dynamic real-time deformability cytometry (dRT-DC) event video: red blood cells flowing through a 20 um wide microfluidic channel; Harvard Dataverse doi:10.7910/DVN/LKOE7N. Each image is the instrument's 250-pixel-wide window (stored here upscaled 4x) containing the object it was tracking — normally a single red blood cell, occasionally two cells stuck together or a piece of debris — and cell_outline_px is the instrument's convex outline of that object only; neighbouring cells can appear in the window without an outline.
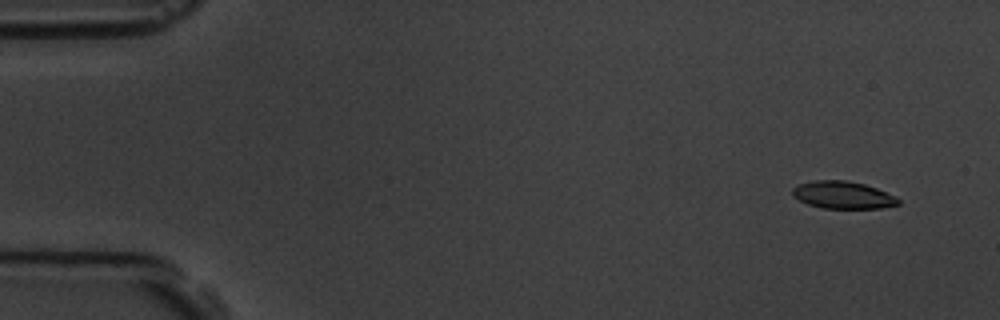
{"species": "common noctule bat (a hibernating species)", "species_latin": "Nyctalus noctula", "temperature_condition": "room temperature", "stored_images_in_passage": 8, "camera_frame_rate_fps": 3000, "um_per_image_px": 0.085, "animal": {"sex": "male", "body_mass_g": 19.5, "forearm_length_mm": 54.6}, "frame": {"image": 1, "passage_image": 2, "time_ms": 1.0, "image_size_px": [1000, 320], "cell_outline_px": [[900, 204], [880, 208], [824, 208], [808, 204], [792, 196], [792, 188], [800, 184], [812, 180], [844, 180], [864, 184], [876, 188], [896, 196], [900, 200]], "centroid_in_image_um": [71.65, 16.57], "position_along_channel_um": 13.4, "area_um2": 16.82}}
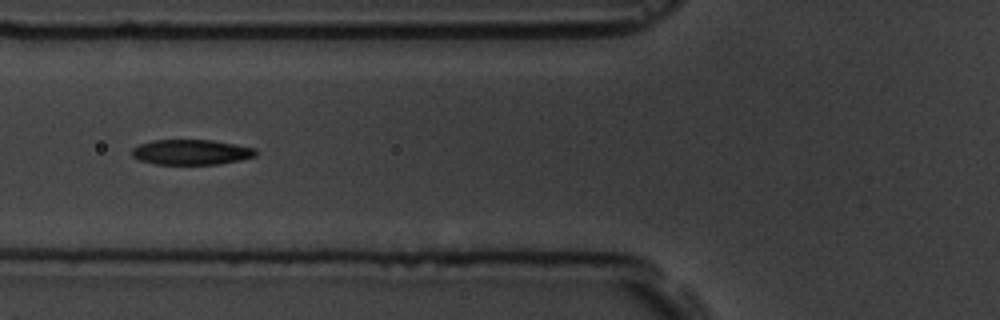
{"frame": {"image": 2, "passage_image": 7, "time_ms": 7.0, "image_size_px": [1000, 320], "cell_outline_px": [[256, 156], [240, 160], [220, 164], [156, 164], [140, 160], [132, 156], [132, 148], [140, 144], [152, 140], [212, 140], [236, 144], [256, 148]], "centroid_in_image_um": [16.27, 12.93], "position_along_channel_um": 109.5, "area_um2": 18.21}}
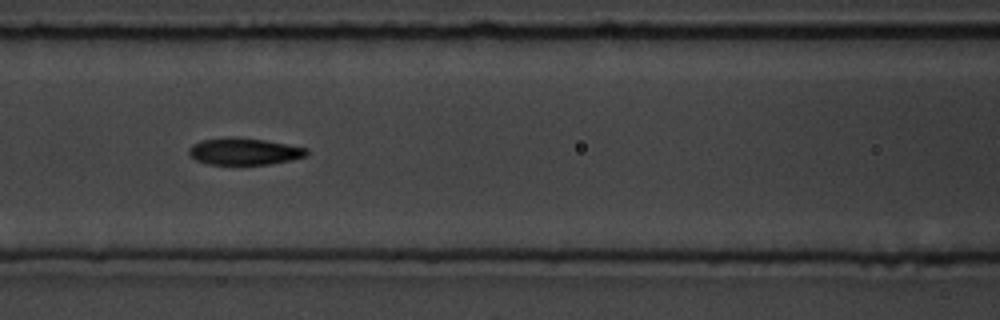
{"frame": {"image": 3, "passage_image": 8, "time_ms": 8.0, "image_size_px": [1000, 320], "cell_outline_px": [[308, 156], [268, 164], [208, 164], [196, 160], [188, 152], [188, 148], [192, 144], [200, 140], [224, 136], [236, 136], [264, 140], [308, 148]], "centroid_in_image_um": [20.72, 12.84], "position_along_channel_um": 145.9, "area_um2": 18.55}}